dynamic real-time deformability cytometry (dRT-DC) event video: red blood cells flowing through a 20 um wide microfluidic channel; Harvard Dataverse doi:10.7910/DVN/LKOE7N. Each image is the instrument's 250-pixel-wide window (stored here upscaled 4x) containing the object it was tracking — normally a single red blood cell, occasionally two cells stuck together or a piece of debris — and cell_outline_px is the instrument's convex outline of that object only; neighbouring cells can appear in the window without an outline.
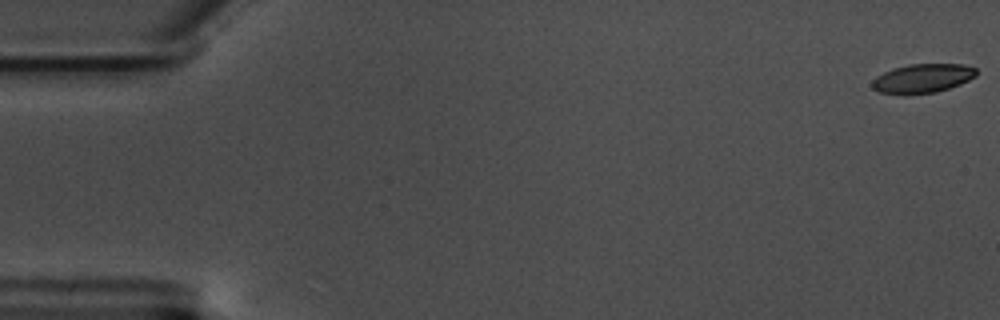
{"species": "common noctule bat (a hibernating species)", "species_latin": "Nyctalus noctula", "temperature_condition": "warm", "stored_images_in_passage": 11, "camera_frame_rate_fps": 3000, "um_per_image_px": 0.085, "animal": {"sex": "male", "body_mass_g": 17.5, "forearm_length_mm": 52.3}, "frame": {"image": 1, "passage_image": 1, "time_ms": 0.0, "image_size_px": [1000, 320], "cell_outline_px": [[976, 76], [960, 84], [936, 92], [904, 96], [880, 92], [872, 88], [872, 80], [876, 76], [892, 68], [908, 64], [964, 64], [976, 68]], "centroid_in_image_um": [78.38, 6.67], "position_along_channel_um": 6.6, "area_um2": 17.92}}